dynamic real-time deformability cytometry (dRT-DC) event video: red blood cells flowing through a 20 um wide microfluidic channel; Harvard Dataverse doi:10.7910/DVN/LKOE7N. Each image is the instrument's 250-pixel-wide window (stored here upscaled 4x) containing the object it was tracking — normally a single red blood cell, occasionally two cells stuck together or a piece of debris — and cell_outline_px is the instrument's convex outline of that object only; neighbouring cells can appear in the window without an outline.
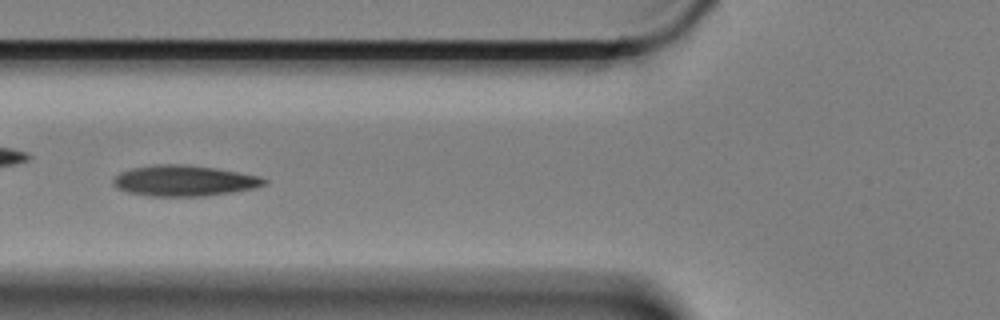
{"species": "Egyptian fruit bat (a non-hibernating species)", "species_latin": "Rousettus aegyptiacus", "temperature_condition": "cold", "stored_images_in_passage": 8, "camera_frame_rate_fps": 3000, "um_per_image_px": 0.085, "animal": {"sex": "female"}, "frame": {"image": 1, "passage_image": 5, "time_ms": 1.333, "image_size_px": [1000, 320], "cell_outline_px": [[268, 184], [256, 188], [232, 192], [204, 196], [148, 196], [128, 192], [116, 188], [112, 184], [112, 180], [120, 172], [132, 168], [156, 164], [188, 164], [216, 168], [260, 176], [268, 180]], "centroid_in_image_um": [15.67, 15.36], "position_along_channel_um": 110.1, "area_um2": 27.34}}
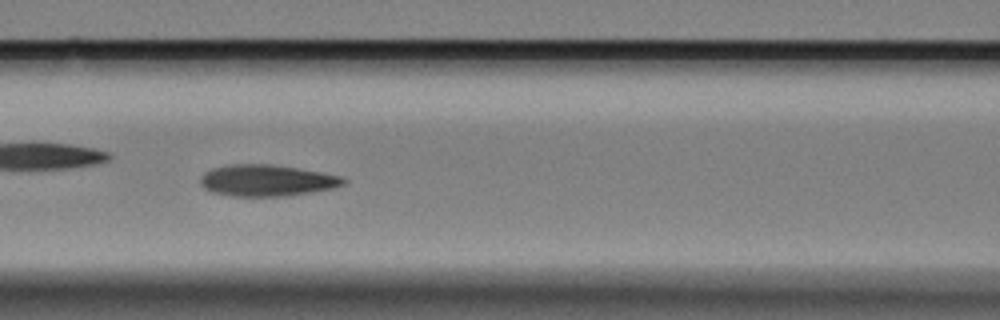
{"frame": {"image": 2, "passage_image": 6, "time_ms": 1.667, "image_size_px": [1000, 320], "cell_outline_px": [[348, 184], [336, 188], [288, 196], [232, 196], [212, 192], [204, 188], [200, 184], [200, 176], [204, 172], [212, 168], [232, 164], [272, 164], [344, 176], [348, 180]], "centroid_in_image_um": [22.73, 15.34], "position_along_channel_um": 143.9, "area_um2": 26.59}}
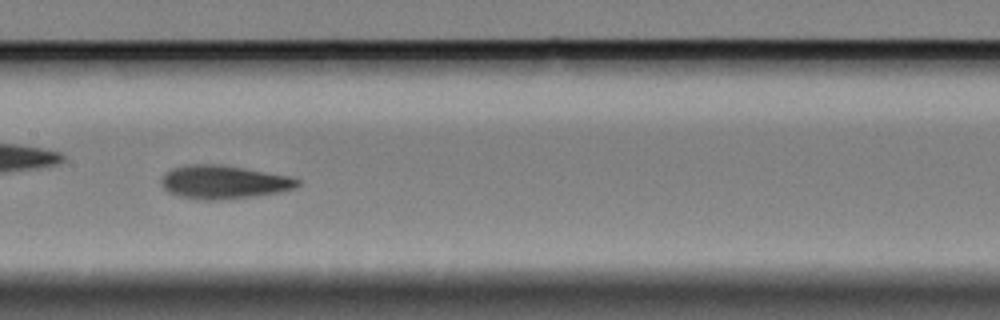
{"frame": {"image": 3, "passage_image": 7, "time_ms": 2.0, "image_size_px": [1000, 320], "cell_outline_px": [[300, 184], [296, 188], [280, 192], [256, 196], [220, 200], [200, 200], [180, 196], [168, 192], [160, 184], [160, 180], [172, 168], [188, 164], [220, 164], [244, 168], [288, 176], [300, 180]], "centroid_in_image_um": [19.01, 15.48], "position_along_channel_um": 188.4, "area_um2": 26.59}}